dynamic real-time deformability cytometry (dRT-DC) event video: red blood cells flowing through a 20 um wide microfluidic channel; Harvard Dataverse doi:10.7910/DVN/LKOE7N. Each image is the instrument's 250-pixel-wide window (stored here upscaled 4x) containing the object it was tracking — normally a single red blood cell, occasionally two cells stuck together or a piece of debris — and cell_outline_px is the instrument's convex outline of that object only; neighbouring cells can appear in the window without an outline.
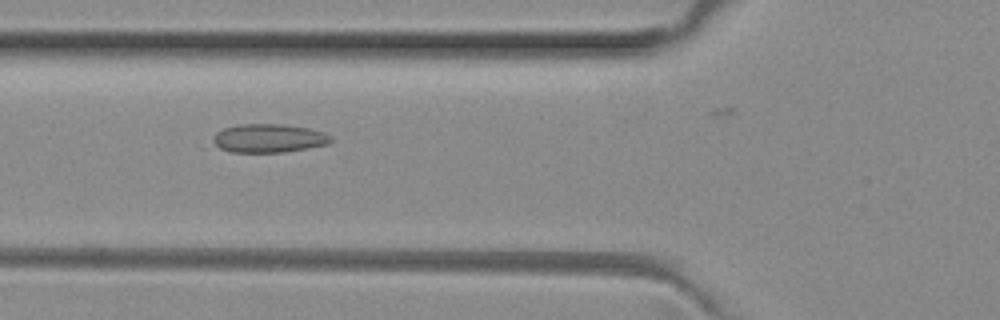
{"species": "common noctule bat (a hibernating species)", "species_latin": "Nyctalus noctula", "temperature_condition": "room temperature", "stored_images_in_passage": 45, "camera_frame_rate_fps": 3000, "um_per_image_px": 0.085, "animal": {"sex": "female", "body_mass_g": 29.2, "forearm_length_mm": 56.3}, "frame": {"image": 1, "passage_image": 19, "time_ms": 6.0, "image_size_px": [1000, 320], "cell_outline_px": [[332, 140], [328, 144], [308, 148], [284, 152], [232, 152], [220, 148], [216, 144], [212, 136], [216, 132], [224, 128], [240, 124], [284, 124], [308, 128], [324, 132], [332, 136]], "centroid_in_image_um": [22.87, 11.74], "position_along_channel_um": 102.9, "area_um2": 19.59}}
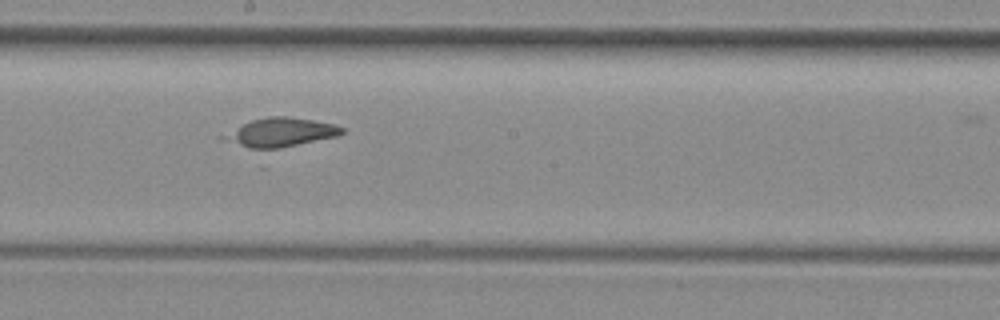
{"frame": {"image": 2, "passage_image": 28, "time_ms": 9.0, "image_size_px": [1000, 320], "cell_outline_px": [[344, 132], [336, 136], [264, 152], [260, 152], [248, 148], [232, 140], [228, 136], [244, 124], [252, 120], [268, 116], [288, 116], [336, 124], [344, 128]], "centroid_in_image_um": [24.01, 11.27], "position_along_channel_um": 224.2, "area_um2": 19.31}}
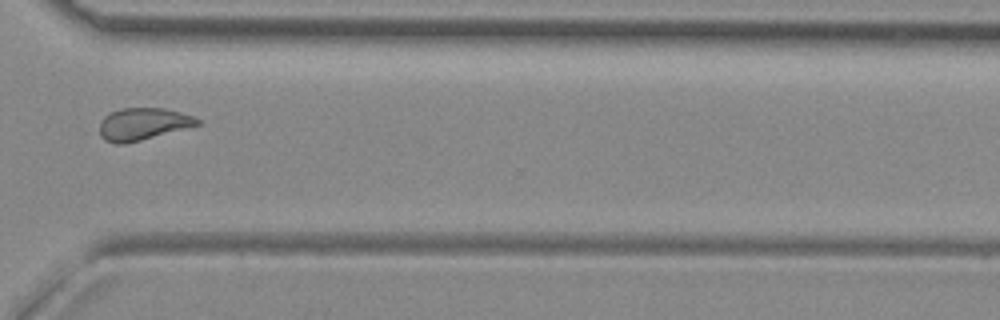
{"frame": {"image": 3, "passage_image": 38, "time_ms": 12.333, "image_size_px": [1000, 320], "cell_outline_px": [[200, 124], [140, 140], [124, 144], [116, 144], [104, 140], [100, 136], [100, 120], [104, 116], [120, 108], [164, 108], [180, 112], [192, 116], [200, 120]], "centroid_in_image_um": [12.1, 10.54], "position_along_channel_um": 358.5, "area_um2": 18.15}}